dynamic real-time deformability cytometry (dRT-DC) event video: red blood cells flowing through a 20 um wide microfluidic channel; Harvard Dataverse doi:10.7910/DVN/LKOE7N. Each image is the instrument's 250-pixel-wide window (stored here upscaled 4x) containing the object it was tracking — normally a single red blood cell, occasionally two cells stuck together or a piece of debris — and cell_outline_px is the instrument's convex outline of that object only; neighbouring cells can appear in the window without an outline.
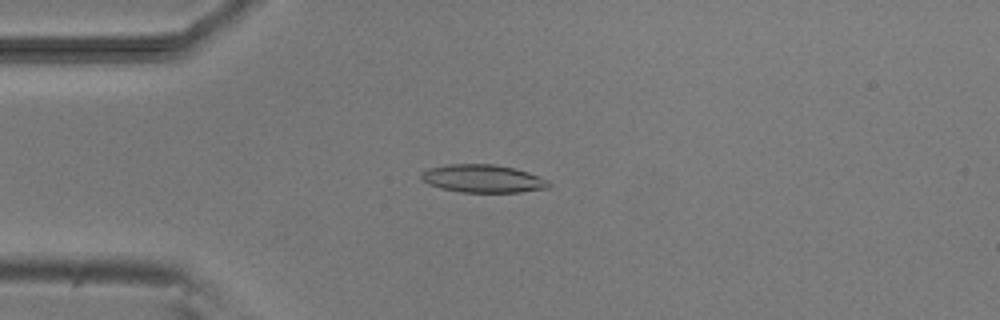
{"species": "common noctule bat (a hibernating species)", "species_latin": "Nyctalus noctula", "temperature_condition": "room temperature", "stored_images_in_passage": 6, "camera_frame_rate_fps": 3000, "um_per_image_px": 0.085, "animal": {"sex": "male", "body_mass_g": 20.5, "forearm_length_mm": 52.5}, "frame": {"image": 1, "passage_image": 3, "time_ms": 3.333, "image_size_px": [1000, 320], "cell_outline_px": [[552, 184], [548, 188], [520, 192], [460, 192], [440, 188], [428, 184], [420, 180], [420, 176], [428, 168], [448, 164], [496, 164], [516, 168], [540, 176], [548, 180]], "centroid_in_image_um": [41.06, 15.18], "position_along_channel_um": 43.9, "area_um2": 20.98}}
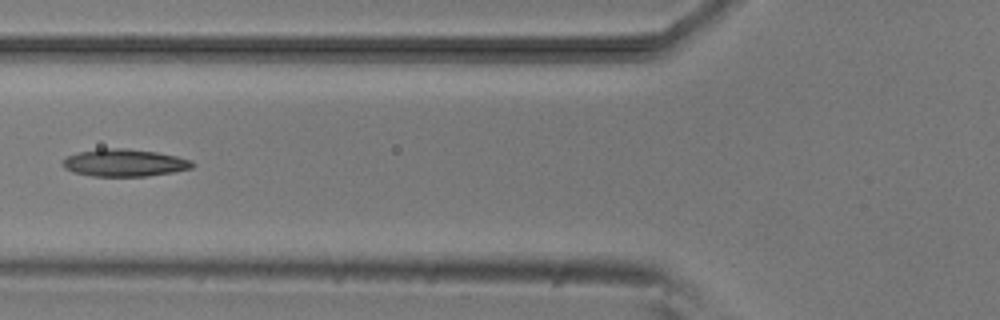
{"frame": {"image": 2, "passage_image": 5, "time_ms": 5.667, "image_size_px": [1000, 320], "cell_outline_px": [[196, 164], [192, 168], [172, 172], [148, 176], [92, 176], [72, 172], [64, 168], [64, 160], [68, 156], [80, 152], [100, 148], [124, 148], [156, 152], [176, 156], [192, 160]], "centroid_in_image_um": [10.61, 13.84], "position_along_channel_um": 115.2, "area_um2": 20.58}}
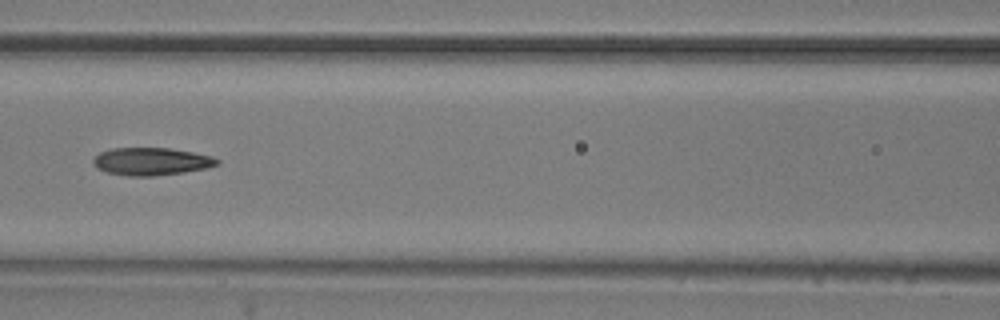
{"frame": {"image": 3, "passage_image": 6, "time_ms": 6.667, "image_size_px": [1000, 320], "cell_outline_px": [[220, 164], [208, 168], [184, 172], [152, 176], [128, 176], [108, 172], [96, 168], [92, 160], [100, 152], [112, 148], [168, 148], [192, 152], [212, 156], [220, 160]], "centroid_in_image_um": [12.88, 13.72], "position_along_channel_um": 153.7, "area_um2": 19.94}}